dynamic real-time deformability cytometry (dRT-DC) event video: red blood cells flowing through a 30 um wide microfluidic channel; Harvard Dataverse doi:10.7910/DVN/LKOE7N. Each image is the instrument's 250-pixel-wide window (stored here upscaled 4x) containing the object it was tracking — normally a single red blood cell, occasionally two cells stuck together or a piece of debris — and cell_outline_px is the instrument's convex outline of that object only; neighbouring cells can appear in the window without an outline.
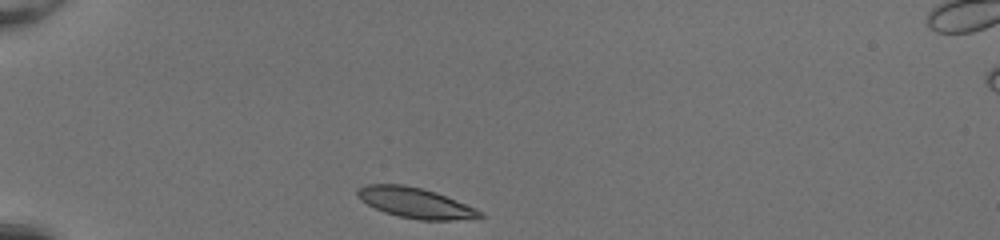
{"species": "common noctule bat (a hibernating species)", "species_latin": "Nyctalus noctula", "temperature_condition": "room temperature", "stored_images_in_passage": 30, "camera_frame_rate_fps": 3000, "um_per_image_px": 0.085, "animal": {"sex": "female", "body_mass_g": 20.0, "forearm_length_mm": 54.0}, "frame": {"image": 1, "passage_image": 1, "time_ms": 0.0, "image_size_px": [1000, 240], "cell_outline_px": [[488, 216], [452, 220], [420, 220], [400, 216], [384, 212], [360, 200], [356, 196], [356, 192], [364, 184], [404, 184], [436, 192], [476, 208], [484, 212]], "centroid_in_image_um": [35.32, 17.24], "position_along_channel_um": 49.7, "area_um2": 21.62}}
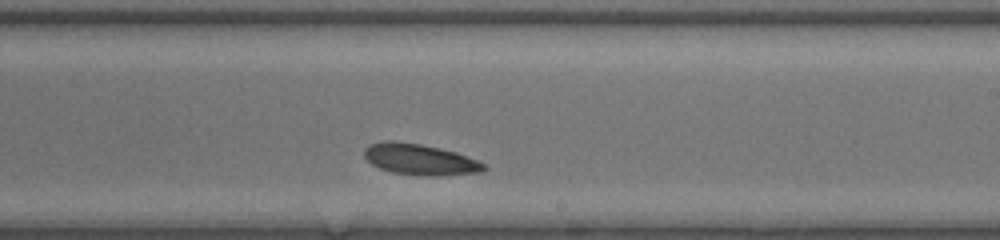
{"frame": {"image": 2, "passage_image": 19, "time_ms": 6.0, "image_size_px": [1000, 240], "cell_outline_px": [[488, 168], [480, 172], [440, 176], [428, 176], [392, 172], [380, 168], [372, 164], [364, 156], [364, 148], [368, 144], [384, 140], [392, 140], [420, 144], [456, 152], [476, 160], [484, 164]], "centroid_in_image_um": [35.66, 13.55], "position_along_channel_um": 253.3, "area_um2": 21.56}}
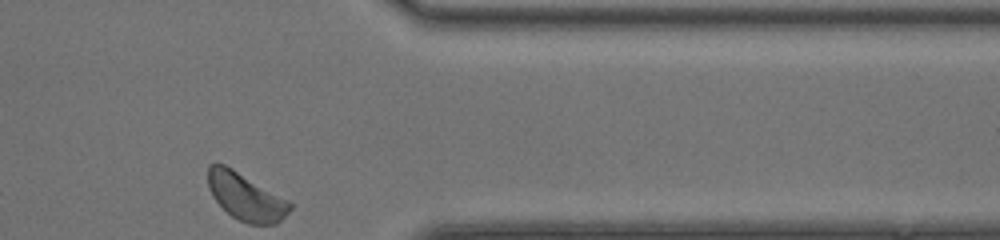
{"frame": {"image": 3, "passage_image": 30, "time_ms": 9.667, "image_size_px": [1000, 240], "cell_outline_px": [[292, 208], [276, 224], [248, 224], [232, 216], [212, 196], [208, 188], [208, 164], [224, 164], [232, 168], [292, 204]], "centroid_in_image_um": [20.85, 16.73], "position_along_channel_um": 390.6, "area_um2": 21.85}, "authors_computed_cell_mechanics": {"area_um2": 21.5883, "velocity_mm_per_s": 3.9594, "shape_relaxation_time_tau1_ms": 1.4443, "shape_relaxation_time_tau2_ms": null, "deformation_change_tau1": 0.0816, "deformation_change_tau2": null}}